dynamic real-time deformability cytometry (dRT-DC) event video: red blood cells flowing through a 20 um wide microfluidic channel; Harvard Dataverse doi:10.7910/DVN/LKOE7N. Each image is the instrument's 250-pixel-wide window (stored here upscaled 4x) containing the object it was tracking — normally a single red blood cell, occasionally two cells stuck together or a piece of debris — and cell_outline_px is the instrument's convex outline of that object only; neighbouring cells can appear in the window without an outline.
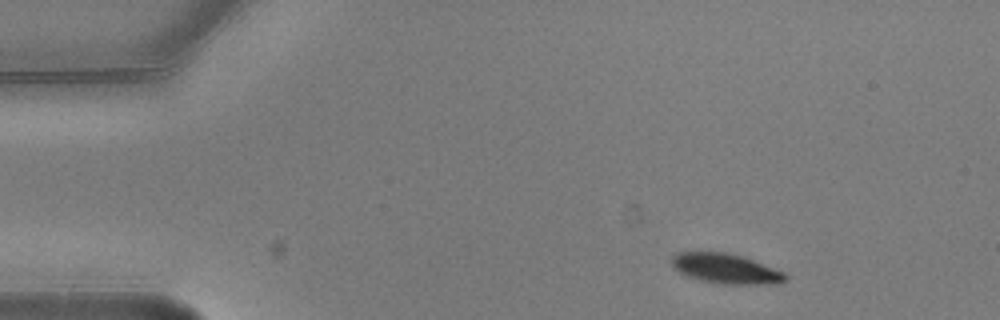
{"species": "common noctule bat (a hibernating species)", "species_latin": "Nyctalus noctula", "temperature_condition": "warm", "stored_images_in_passage": 7, "camera_frame_rate_fps": 3000, "um_per_image_px": 0.085, "animal": {"sex": "male", "body_mass_g": 20.5, "forearm_length_mm": 52.5}, "frame": {"image": 1, "passage_image": 1, "time_ms": 0.0, "image_size_px": [1000, 320], "cell_outline_px": [[788, 280], [780, 284], [724, 284], [700, 280], [688, 276], [672, 268], [672, 256], [676, 252], [724, 252], [744, 256], [784, 272], [788, 276]], "centroid_in_image_um": [61.72, 22.83], "position_along_channel_um": 23.3, "area_um2": 20.0}}
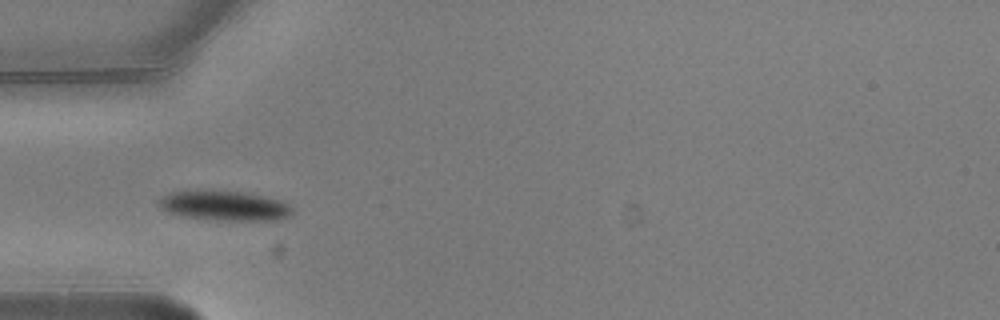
{"frame": {"image": 2, "passage_image": 4, "time_ms": 1.0, "image_size_px": [1000, 320], "cell_outline_px": [[292, 212], [288, 216], [280, 220], [220, 220], [180, 216], [168, 212], [160, 208], [156, 200], [172, 192], [244, 192], [264, 196], [280, 200], [288, 204], [292, 208]], "centroid_in_image_um": [19.1, 17.51], "position_along_channel_um": 65.9, "area_um2": 22.66}}
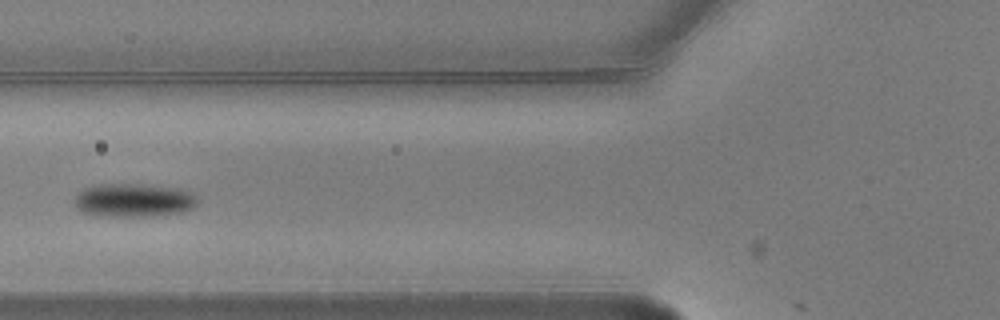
{"frame": {"image": 3, "passage_image": 5, "time_ms": 1.333, "image_size_px": [1000, 320], "cell_outline_px": [[200, 200], [196, 208], [180, 212], [140, 216], [96, 216], [80, 212], [76, 204], [76, 192], [84, 188], [100, 184], [140, 184], [180, 188], [192, 192]], "centroid_in_image_um": [11.39, 17.01], "position_along_channel_um": 114.4, "area_um2": 24.22}}